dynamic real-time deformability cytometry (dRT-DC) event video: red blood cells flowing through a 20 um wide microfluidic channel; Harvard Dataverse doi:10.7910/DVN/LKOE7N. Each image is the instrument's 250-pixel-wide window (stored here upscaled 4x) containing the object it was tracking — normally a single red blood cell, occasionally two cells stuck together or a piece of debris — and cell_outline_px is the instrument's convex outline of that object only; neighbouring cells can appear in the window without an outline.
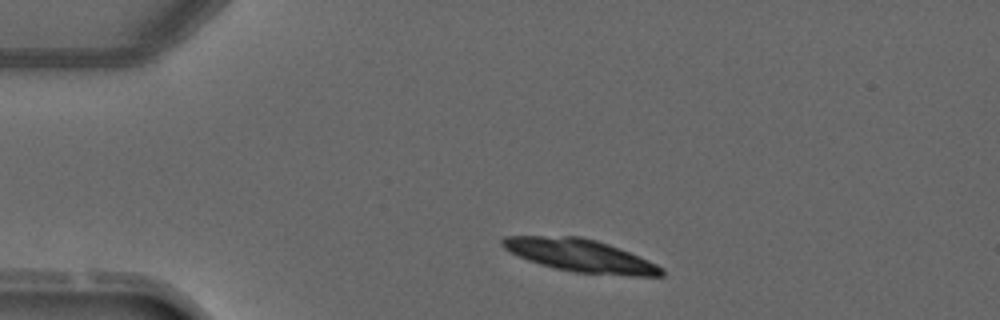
{"species": "common noctule bat (a hibernating species)", "species_latin": "Nyctalus noctula", "temperature_condition": "warm", "stored_images_in_passage": 1, "camera_frame_rate_fps": 3000, "um_per_image_px": 0.085, "animal": {"sex": "male", "forearm_length_mm": 52.5}, "frame": {"image": 1, "passage_image": 1, "time_ms": 0.0, "image_size_px": [1000, 320], "cell_outline_px": [[664, 276], [628, 276], [572, 272], [540, 264], [528, 260], [504, 248], [500, 244], [500, 240], [504, 236], [580, 236], [596, 240], [608, 244], [648, 260], [664, 268]], "centroid_in_image_um": [49.34, 21.73], "position_along_channel_um": 35.7, "area_um2": 30.17}}